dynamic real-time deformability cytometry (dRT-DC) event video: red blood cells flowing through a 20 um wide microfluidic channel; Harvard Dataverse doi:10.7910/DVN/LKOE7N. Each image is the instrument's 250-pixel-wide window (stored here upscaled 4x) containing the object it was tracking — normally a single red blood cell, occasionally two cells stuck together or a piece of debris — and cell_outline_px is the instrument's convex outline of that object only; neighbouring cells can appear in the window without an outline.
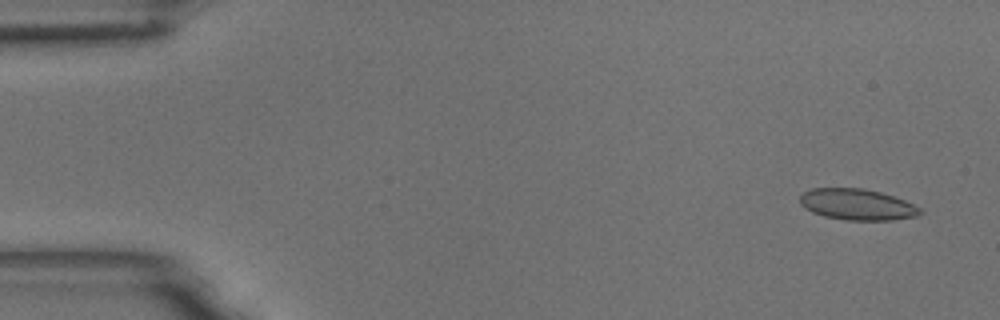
{"species": "common noctule bat (a hibernating species)", "species_latin": "Nyctalus noctula", "temperature_condition": "room temperature", "stored_images_in_passage": 55, "camera_frame_rate_fps": 3000, "um_per_image_px": 0.085, "animal": {"sex": "male", "body_mass_g": 18.8}, "frame": {"image": 1, "passage_image": 1, "time_ms": 0.0, "image_size_px": [1000, 320], "cell_outline_px": [[924, 212], [916, 216], [892, 220], [844, 220], [824, 216], [812, 212], [804, 208], [800, 204], [800, 196], [804, 192], [812, 188], [864, 188], [880, 192], [904, 200], [920, 208]], "centroid_in_image_um": [72.84, 17.38], "position_along_channel_um": 12.2, "area_um2": 21.79}}
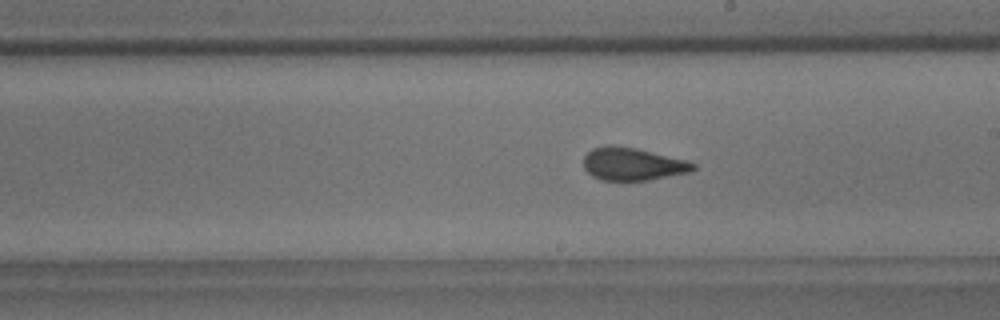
{"frame": {"image": 2, "passage_image": 30, "time_ms": 9.667, "image_size_px": [1000, 320], "cell_outline_px": [[696, 168], [692, 172], [648, 180], [600, 180], [592, 176], [584, 168], [584, 156], [592, 148], [608, 144], [612, 144], [636, 148], [684, 160], [696, 164]], "centroid_in_image_um": [53.75, 13.94], "position_along_channel_um": 235.2, "area_um2": 20.92}}
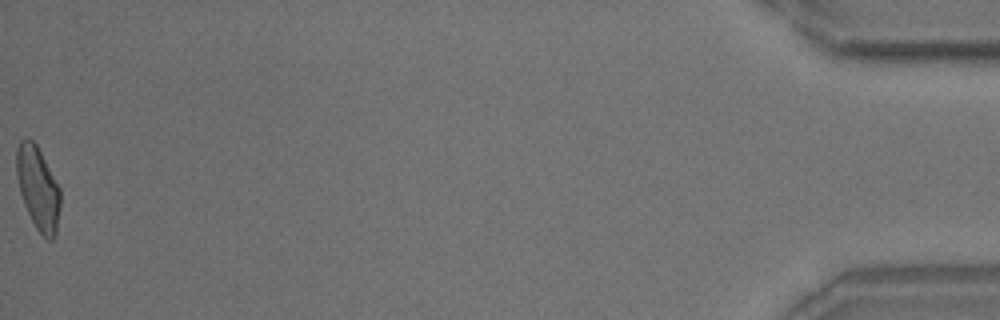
{"frame": {"image": 3, "passage_image": 55, "time_ms": 18.0, "image_size_px": [1000, 320], "cell_outline_px": [[60, 208], [56, 236], [52, 240], [48, 240], [36, 228], [24, 204], [20, 192], [16, 172], [16, 148], [20, 140], [32, 140], [36, 144], [60, 188]], "centroid_in_image_um": [3.24, 16.02], "position_along_channel_um": 432.0, "area_um2": 21.04}, "authors_computed_cell_mechanics": {"area_um2": 21.3282, "velocity_mm_per_s": 3.5506, "shape_relaxation_time_tau1_ms": 8.6079, "shape_relaxation_time_tau2_ms": 1.0216, "deformation_change_tau1": 0.1779, "deformation_change_tau2": 0.062}}